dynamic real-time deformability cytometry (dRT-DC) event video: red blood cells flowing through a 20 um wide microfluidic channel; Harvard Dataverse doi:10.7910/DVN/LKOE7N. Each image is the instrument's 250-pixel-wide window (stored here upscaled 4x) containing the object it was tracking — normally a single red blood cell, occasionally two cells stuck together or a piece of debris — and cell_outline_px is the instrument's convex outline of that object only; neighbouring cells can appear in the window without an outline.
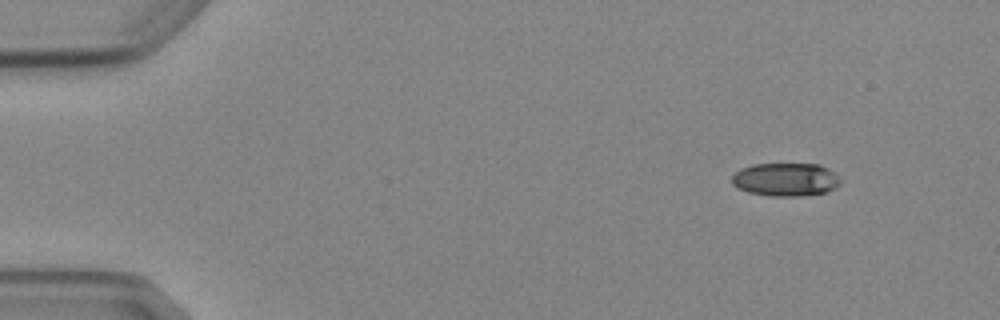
{"species": "Egyptian fruit bat (a non-hibernating species)", "species_latin": "Rousettus aegyptiacus", "temperature_condition": "cold", "stored_images_in_passage": 4, "camera_frame_rate_fps": 3000, "um_per_image_px": 0.085, "animal": {"sex": "female"}, "frame": {"image": 1, "passage_image": 1, "time_ms": 0.0, "image_size_px": [1000, 320], "cell_outline_px": [[844, 180], [836, 188], [828, 192], [800, 196], [768, 196], [748, 192], [732, 184], [732, 176], [740, 168], [752, 164], [820, 164], [828, 168], [840, 176]], "centroid_in_image_um": [66.84, 15.26], "position_along_channel_um": 18.2, "area_um2": 21.39}}
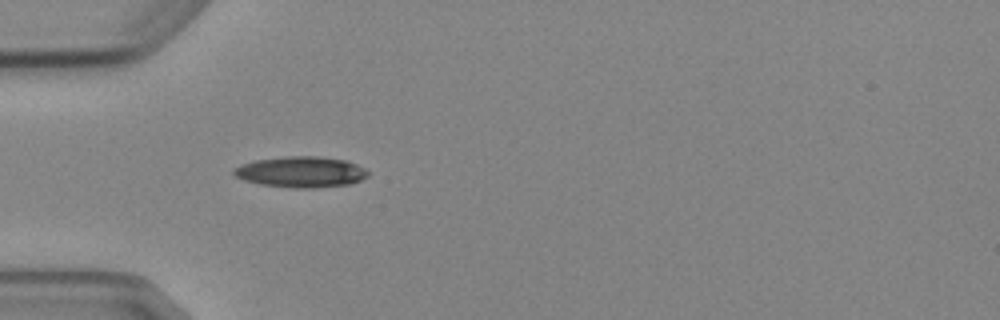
{"frame": {"image": 2, "passage_image": 4, "time_ms": 3.667, "image_size_px": [1000, 320], "cell_outline_px": [[368, 176], [360, 180], [348, 184], [312, 188], [296, 188], [260, 184], [244, 180], [236, 176], [232, 172], [232, 168], [240, 164], [252, 160], [284, 156], [316, 156], [348, 160], [364, 168], [368, 172]], "centroid_in_image_um": [25.54, 14.6], "position_along_channel_um": 59.5, "area_um2": 24.28}}